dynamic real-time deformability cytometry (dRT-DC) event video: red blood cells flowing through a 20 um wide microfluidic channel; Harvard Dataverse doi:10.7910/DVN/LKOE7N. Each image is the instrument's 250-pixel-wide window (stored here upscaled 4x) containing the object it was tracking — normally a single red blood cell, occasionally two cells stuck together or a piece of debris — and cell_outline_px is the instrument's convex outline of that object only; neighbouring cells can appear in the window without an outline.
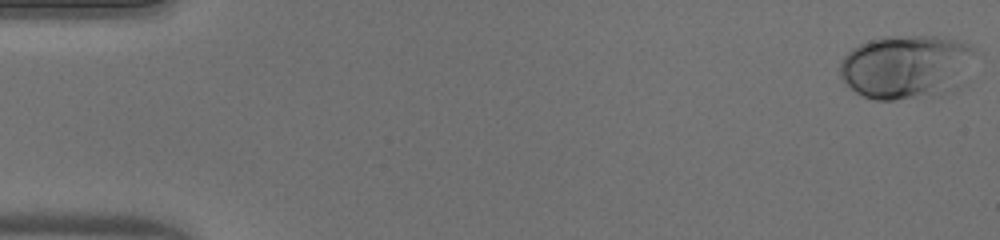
{"species": "human", "species_latin": "Homo sapiens", "temperature_condition": "warm", "stored_images_in_passage": 51, "camera_frame_rate_fps": 3000, "um_per_image_px": 0.085, "donor": {"sex": "male"}, "frame": {"image": 1, "passage_image": 1, "time_ms": 0.0, "image_size_px": [1000, 240], "cell_outline_px": [[972, 52], [960, 84], [956, 92], [936, 96], [892, 100], [876, 100], [864, 96], [856, 92], [844, 84], [840, 76], [840, 60], [852, 48], [868, 40], [884, 36], [936, 36], [968, 44], [972, 48]], "centroid_in_image_um": [76.95, 5.7], "position_along_channel_um": 8.0, "area_um2": 50.34}}
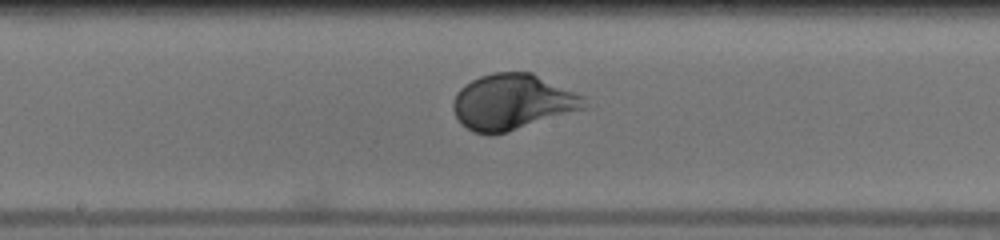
{"frame": {"image": 2, "passage_image": 27, "time_ms": 8.667, "image_size_px": [1000, 240], "cell_outline_px": [[588, 108], [508, 132], [488, 136], [472, 132], [460, 124], [452, 108], [452, 100], [456, 92], [464, 84], [480, 76], [492, 72], [532, 72], [584, 96]], "centroid_in_image_um": [43.54, 8.69], "position_along_channel_um": 204.7, "area_um2": 43.18}}
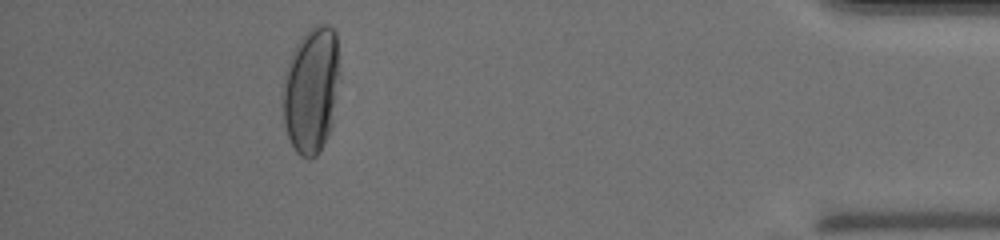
{"frame": {"image": 3, "passage_image": 46, "time_ms": 15.0, "image_size_px": [1000, 240], "cell_outline_px": [[340, 76], [332, 124], [328, 136], [320, 152], [316, 156], [308, 160], [300, 156], [296, 152], [288, 136], [284, 124], [284, 72], [288, 60], [296, 44], [316, 24], [328, 24], [336, 32], [340, 72]], "centroid_in_image_um": [26.49, 7.67], "position_along_channel_um": 408.7, "area_um2": 42.08}, "authors_computed_cell_mechanics": {"area_um2": 42.194, "velocity_mm_per_s": 4.0551, "shape_relaxation_time_tau1_ms": 2.2078, "shape_relaxation_time_tau2_ms": null, "deformation_change_tau1": 0.1666, "deformation_change_tau2": null}}